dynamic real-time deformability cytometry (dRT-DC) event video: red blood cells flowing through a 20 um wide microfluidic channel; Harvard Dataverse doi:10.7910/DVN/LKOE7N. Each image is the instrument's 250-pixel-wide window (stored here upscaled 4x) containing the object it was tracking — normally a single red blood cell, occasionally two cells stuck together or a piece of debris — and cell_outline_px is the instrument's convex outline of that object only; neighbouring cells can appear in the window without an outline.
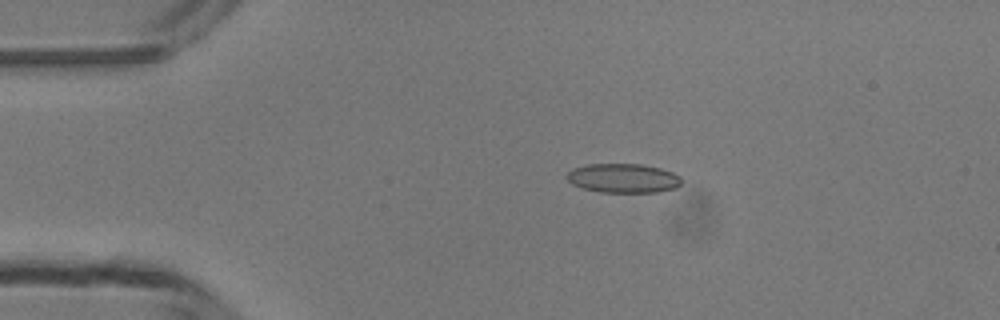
{"species": "common noctule bat (a hibernating species)", "species_latin": "Nyctalus noctula", "temperature_condition": "room temperature", "stored_images_in_passage": 48, "camera_frame_rate_fps": 3000, "um_per_image_px": 0.085, "animal": {"sex": "male", "body_mass_g": 13.3}, "frame": {"image": 1, "passage_image": 9, "time_ms": 2.667, "image_size_px": [1000, 320], "cell_outline_px": [[680, 184], [676, 188], [656, 192], [600, 192], [584, 188], [572, 184], [564, 176], [572, 168], [588, 164], [640, 164], [660, 168], [672, 172], [680, 176]], "centroid_in_image_um": [52.94, 15.14], "position_along_channel_um": 32.1, "area_um2": 19.48}}
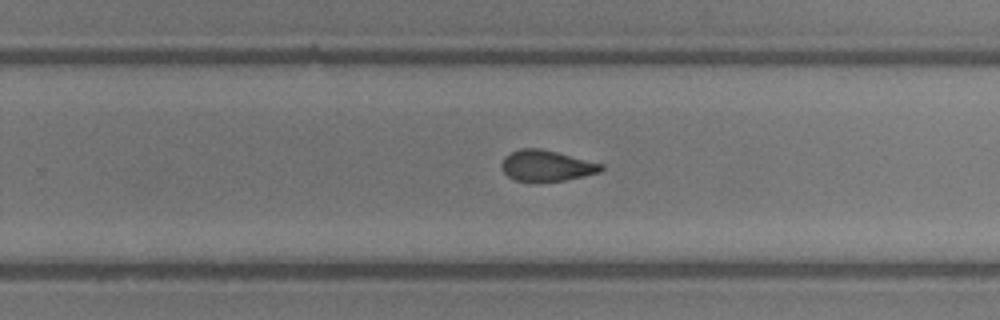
{"frame": {"image": 2, "passage_image": 30, "time_ms": 9.667, "image_size_px": [1000, 320], "cell_outline_px": [[604, 168], [600, 172], [584, 176], [564, 180], [540, 184], [536, 184], [516, 180], [508, 176], [504, 172], [500, 164], [504, 156], [520, 148], [540, 148], [604, 164]], "centroid_in_image_um": [46.43, 14.12], "position_along_channel_um": 283.4, "area_um2": 18.38}}
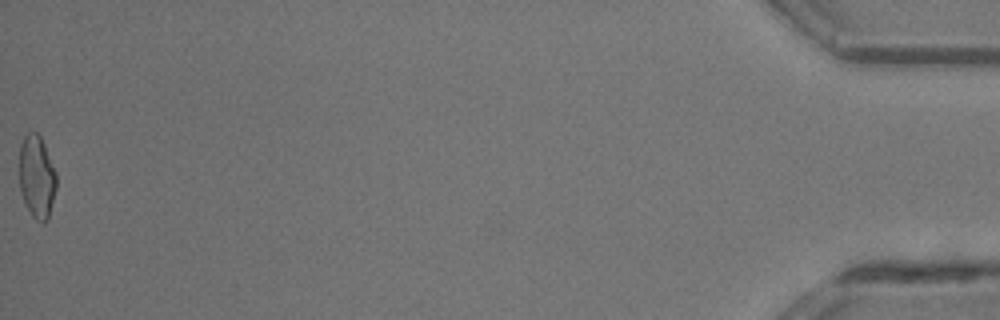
{"frame": {"image": 3, "passage_image": 48, "time_ms": 15.667, "image_size_px": [1000, 320], "cell_outline_px": [[56, 188], [48, 220], [44, 224], [40, 224], [32, 216], [24, 200], [20, 188], [20, 144], [24, 136], [28, 132], [36, 132], [40, 136], [44, 144], [56, 172]], "centroid_in_image_um": [3.14, 15.05], "position_along_channel_um": 432.1, "area_um2": 17.86}, "authors_computed_cell_mechanics": {"area_um2": 18.496, "velocity_mm_per_s": 4.2447, "shape_relaxation_time_tau1_ms": 10.1717, "shape_relaxation_time_tau2_ms": 1.4266, "deformation_change_tau1": 0.2275, "deformation_change_tau2": 0.0679}}